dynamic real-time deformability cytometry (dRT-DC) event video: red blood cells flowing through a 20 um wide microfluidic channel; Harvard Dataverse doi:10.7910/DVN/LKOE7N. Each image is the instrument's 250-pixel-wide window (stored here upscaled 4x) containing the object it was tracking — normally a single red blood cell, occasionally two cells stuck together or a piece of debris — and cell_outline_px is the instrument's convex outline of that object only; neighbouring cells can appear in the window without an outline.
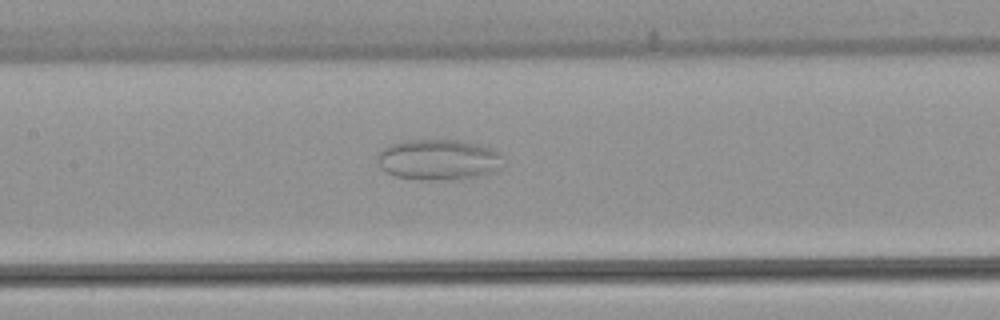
{"species": "common noctule bat (a hibernating species)", "species_latin": "Nyctalus noctula", "temperature_condition": "warm", "stored_images_in_passage": 41, "camera_frame_rate_fps": 3000, "um_per_image_px": 0.085, "animal": {"sex": "female", "body_mass_g": 22.7, "forearm_length_mm": 54.2}, "frame": {"image": 1, "passage_image": 12, "time_ms": 3.667, "image_size_px": [1000, 320], "cell_outline_px": [[504, 164], [496, 172], [480, 176], [456, 180], [420, 180], [396, 176], [380, 168], [380, 152], [388, 144], [404, 140], [456, 140], [480, 144], [492, 148], [504, 156]], "centroid_in_image_um": [37.36, 13.58], "position_along_channel_um": 170.0, "area_um2": 30.23}}
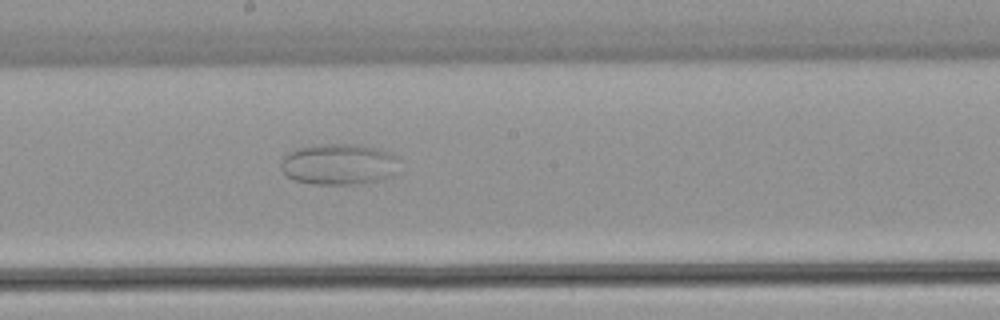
{"frame": {"image": 2, "passage_image": 16, "time_ms": 5.0, "image_size_px": [1000, 320], "cell_outline_px": [[400, 160], [392, 172], [388, 176], [380, 180], [348, 184], [312, 184], [296, 180], [288, 176], [280, 168], [280, 160], [288, 152], [296, 148], [316, 144], [356, 144], [376, 148], [400, 156]], "centroid_in_image_um": [28.75, 13.93], "position_along_channel_um": 219.4, "area_um2": 28.26}}
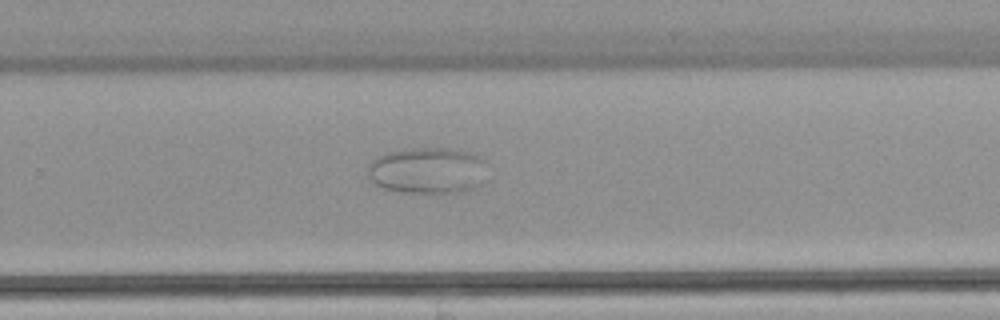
{"frame": {"image": 3, "passage_image": 22, "time_ms": 7.0, "image_size_px": [1000, 320], "cell_outline_px": [[488, 164], [476, 184], [472, 188], [464, 192], [400, 192], [384, 188], [368, 180], [368, 164], [376, 156], [388, 152], [416, 148], [448, 148], [468, 152], [484, 160]], "centroid_in_image_um": [36.26, 14.48], "position_along_channel_um": 293.5, "area_um2": 31.91}}